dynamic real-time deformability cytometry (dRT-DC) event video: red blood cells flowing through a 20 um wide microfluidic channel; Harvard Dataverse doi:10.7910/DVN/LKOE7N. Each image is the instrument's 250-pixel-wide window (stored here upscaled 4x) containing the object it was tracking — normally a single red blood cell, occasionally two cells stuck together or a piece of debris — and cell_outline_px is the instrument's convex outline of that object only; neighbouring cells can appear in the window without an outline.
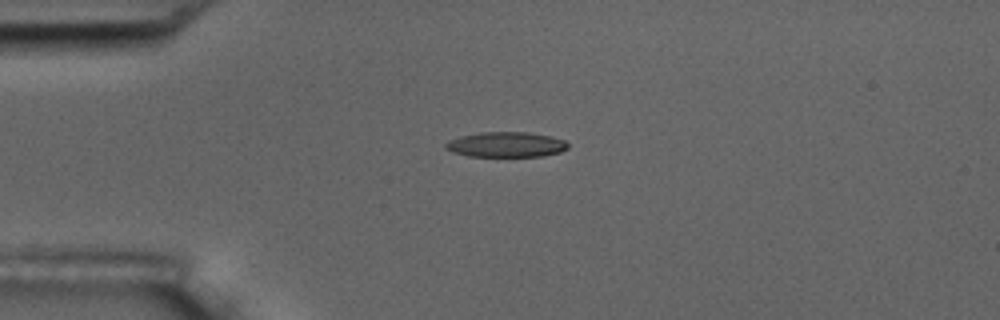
{"species": "common noctule bat (a hibernating species)", "species_latin": "Nyctalus noctula", "temperature_condition": "room temperature", "stored_images_in_passage": 4, "camera_frame_rate_fps": 3000, "um_per_image_px": 0.085, "animal": {"sex": "male", "body_mass_g": 17.5, "forearm_length_mm": 52.3}, "frame": {"image": 1, "passage_image": 1, "time_ms": 0.0, "image_size_px": [1000, 320], "cell_outline_px": [[568, 148], [560, 152], [544, 156], [468, 156], [452, 152], [444, 148], [444, 144], [448, 140], [460, 136], [480, 132], [528, 132], [552, 136], [564, 140], [568, 144]], "centroid_in_image_um": [43.0, 12.28], "position_along_channel_um": 42.0, "area_um2": 18.09}}